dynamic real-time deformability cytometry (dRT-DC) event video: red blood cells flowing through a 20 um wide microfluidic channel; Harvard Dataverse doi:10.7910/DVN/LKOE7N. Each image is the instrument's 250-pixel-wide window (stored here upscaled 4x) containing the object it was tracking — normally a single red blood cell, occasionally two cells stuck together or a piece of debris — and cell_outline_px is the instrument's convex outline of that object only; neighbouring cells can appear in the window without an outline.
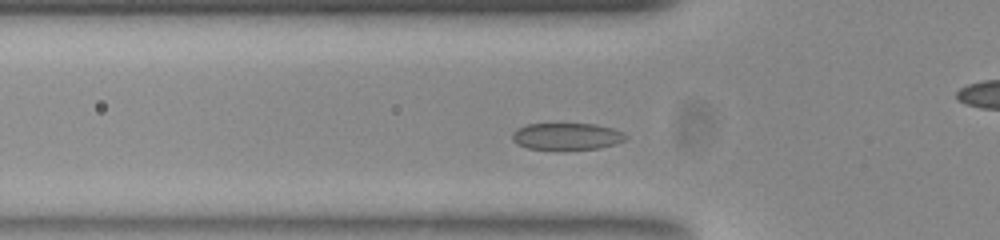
{"species": "common noctule bat (a hibernating species)", "species_latin": "Nyctalus noctula", "temperature_condition": "room temperature", "stored_images_in_passage": 42, "camera_frame_rate_fps": 3000, "um_per_image_px": 0.085, "animal": {"sex": "female", "body_mass_g": 23.0, "forearm_length_mm": 53.4}, "frame": {"image": 1, "passage_image": 4, "time_ms": 1.0, "image_size_px": [1000, 240], "cell_outline_px": [[628, 136], [624, 140], [616, 144], [600, 148], [564, 152], [560, 152], [528, 148], [512, 140], [512, 132], [528, 124], [596, 124], [612, 128], [624, 132]], "centroid_in_image_um": [48.21, 11.64], "position_along_channel_um": 77.6, "area_um2": 18.38}}
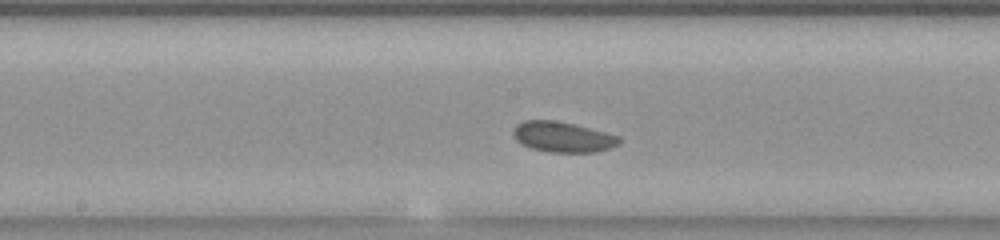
{"frame": {"image": 2, "passage_image": 14, "time_ms": 4.333, "image_size_px": [1000, 240], "cell_outline_px": [[620, 144], [596, 152], [548, 152], [532, 148], [516, 140], [512, 132], [516, 124], [524, 120], [556, 120], [620, 136]], "centroid_in_image_um": [47.82, 11.64], "position_along_channel_um": 200.4, "area_um2": 18.61}}
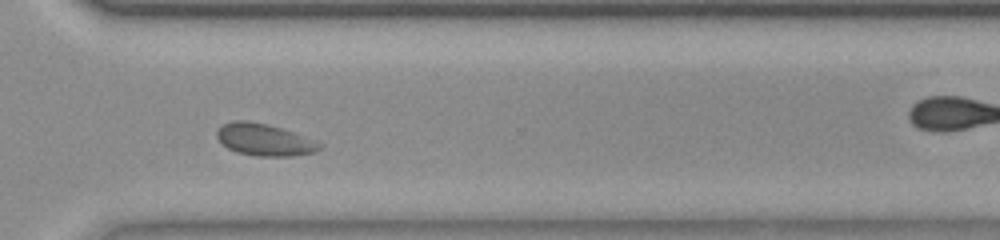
{"frame": {"image": 3, "passage_image": 26, "time_ms": 8.333, "image_size_px": [1000, 240], "cell_outline_px": [[324, 144], [316, 152], [292, 156], [256, 156], [236, 152], [228, 148], [216, 136], [216, 132], [224, 124], [232, 120], [244, 120], [268, 124], [292, 132]], "centroid_in_image_um": [22.47, 11.88], "position_along_channel_um": 348.1, "area_um2": 18.96}, "authors_computed_cell_mechanics": {"area_um2": 18.5538, "velocity_mm_per_s": 3.6849, "shape_relaxation_time_tau1_ms": 4.8744, "shape_relaxation_time_tau2_ms": null, "deformation_change_tau1": 0.0732, "deformation_change_tau2": null}}